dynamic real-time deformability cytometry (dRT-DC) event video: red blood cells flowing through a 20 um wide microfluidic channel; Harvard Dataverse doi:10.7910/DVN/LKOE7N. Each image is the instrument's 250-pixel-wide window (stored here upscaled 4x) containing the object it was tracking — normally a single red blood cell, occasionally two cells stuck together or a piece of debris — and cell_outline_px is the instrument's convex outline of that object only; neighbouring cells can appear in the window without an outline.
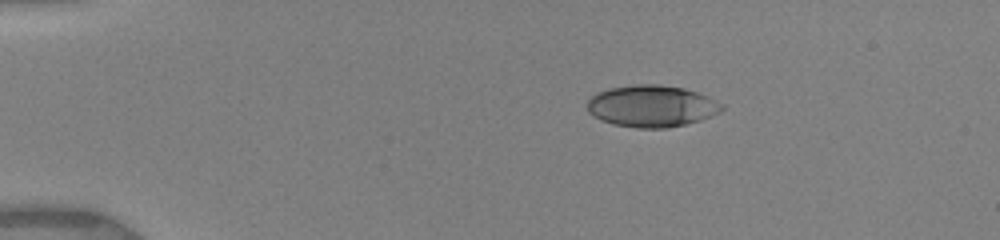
{"species": "human", "species_latin": "Homo sapiens", "temperature_condition": "warm", "stored_images_in_passage": 24, "camera_frame_rate_fps": 3000, "um_per_image_px": 0.085, "donor": {"sex": "female"}, "frame": {"image": 1, "passage_image": 8, "time_ms": 3.0, "image_size_px": [1000, 240], "cell_outline_px": [[724, 108], [720, 112], [700, 120], [668, 128], [636, 128], [612, 124], [600, 120], [588, 112], [588, 100], [592, 96], [608, 88], [636, 84], [660, 84], [684, 88], [708, 96], [724, 104]], "centroid_in_image_um": [55.4, 9.02], "position_along_channel_um": 29.6, "area_um2": 32.83}}
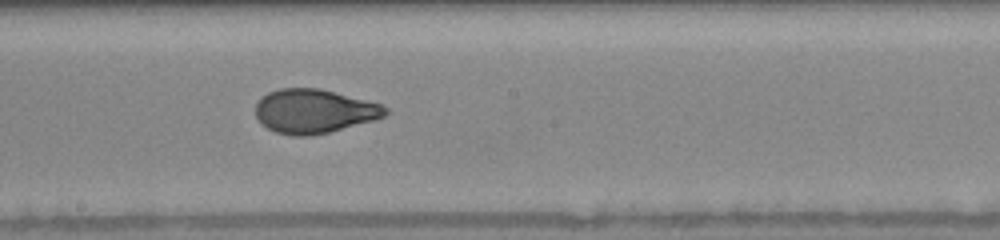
{"frame": {"image": 2, "passage_image": 17, "time_ms": 9.667, "image_size_px": [1000, 240], "cell_outline_px": [[388, 112], [384, 116], [376, 120], [328, 132], [308, 136], [292, 136], [276, 132], [260, 124], [256, 116], [256, 104], [268, 92], [280, 88], [320, 88], [380, 104], [388, 108]], "centroid_in_image_um": [26.69, 9.46], "position_along_channel_um": 221.5, "area_um2": 33.18}}